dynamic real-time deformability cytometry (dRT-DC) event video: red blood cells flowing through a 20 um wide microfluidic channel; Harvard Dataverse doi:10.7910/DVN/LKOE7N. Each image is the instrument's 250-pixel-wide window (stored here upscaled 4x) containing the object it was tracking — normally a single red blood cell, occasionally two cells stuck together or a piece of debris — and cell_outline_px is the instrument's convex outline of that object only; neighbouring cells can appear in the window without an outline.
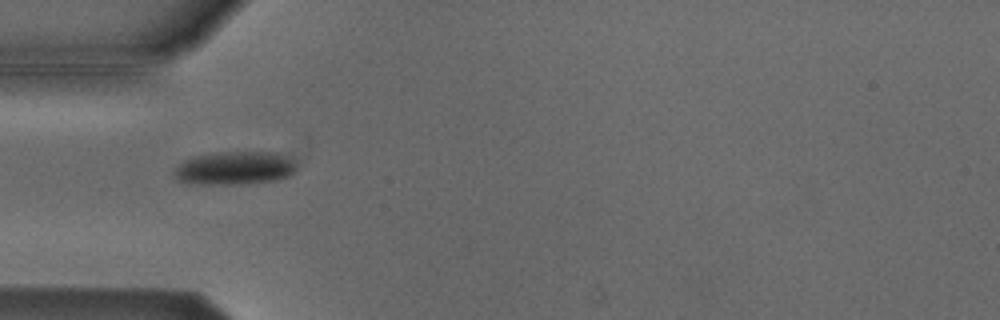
{"species": "Egyptian fruit bat (a non-hibernating species)", "species_latin": "Rousettus aegyptiacus", "temperature_condition": "cold", "stored_images_in_passage": 4, "camera_frame_rate_fps": 3000, "um_per_image_px": 0.085, "animal": {"sex": "male"}, "frame": {"image": 1, "passage_image": 1, "time_ms": 0.0, "image_size_px": [1000, 320], "cell_outline_px": [[296, 168], [288, 176], [276, 180], [240, 184], [184, 184], [176, 180], [176, 168], [184, 160], [192, 156], [216, 152], [280, 152], [292, 160]], "centroid_in_image_um": [19.91, 14.29], "position_along_channel_um": 65.1, "area_um2": 23.81}}
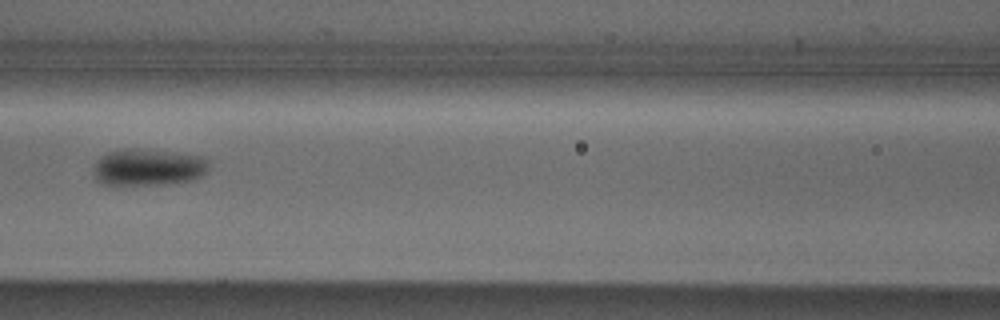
{"frame": {"image": 2, "passage_image": 3, "time_ms": 0.667, "image_size_px": [1000, 320], "cell_outline_px": [[208, 168], [200, 176], [192, 180], [168, 184], [104, 184], [96, 180], [96, 160], [100, 156], [108, 152], [120, 148], [136, 148], [176, 152], [204, 156], [208, 160]], "centroid_in_image_um": [12.62, 14.19], "position_along_channel_um": 154.0, "area_um2": 24.74}}
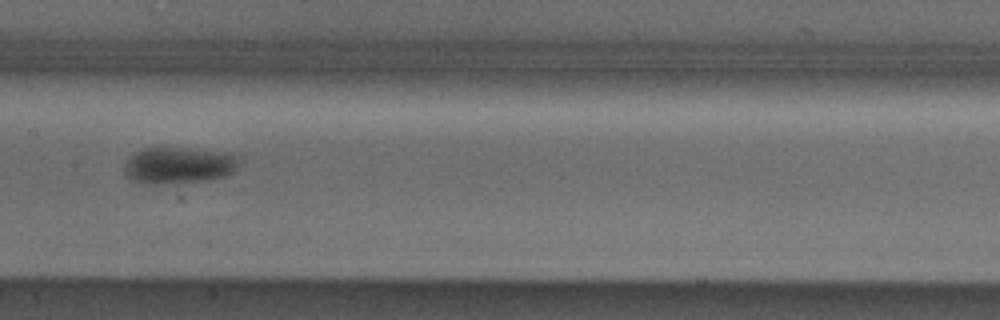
{"frame": {"image": 3, "passage_image": 4, "time_ms": 1.0, "image_size_px": [1000, 320], "cell_outline_px": [[236, 168], [232, 172], [224, 176], [212, 180], [160, 184], [144, 184], [132, 180], [124, 172], [124, 164], [128, 156], [140, 148], [180, 148], [236, 152]], "centroid_in_image_um": [15.15, 14.05], "position_along_channel_um": 192.3, "area_um2": 24.74}}